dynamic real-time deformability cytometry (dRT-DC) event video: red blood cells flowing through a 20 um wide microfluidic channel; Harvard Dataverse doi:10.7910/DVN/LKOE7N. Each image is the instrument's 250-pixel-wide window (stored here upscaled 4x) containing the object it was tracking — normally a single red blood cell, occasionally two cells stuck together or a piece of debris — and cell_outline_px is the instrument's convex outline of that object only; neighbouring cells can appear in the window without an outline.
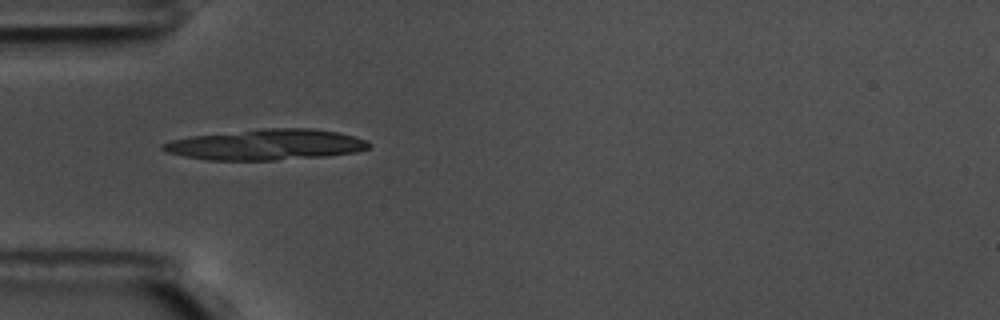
{"species": "common noctule bat (a hibernating species)", "species_latin": "Nyctalus noctula", "temperature_condition": "warm", "stored_images_in_passage": 40, "camera_frame_rate_fps": 3000, "um_per_image_px": 0.085, "animal": {"sex": "male", "body_mass_g": 17.5, "forearm_length_mm": 52.3}, "frame": {"image": 1, "passage_image": 1, "time_ms": 0.0, "image_size_px": [1000, 320], "cell_outline_px": [[368, 148], [352, 152], [316, 156], [272, 160], [212, 160], [188, 156], [172, 152], [164, 148], [164, 144], [176, 140], [196, 136], [272, 128], [300, 128], [336, 132], [352, 136], [364, 140], [368, 144]], "centroid_in_image_um": [22.67, 12.3], "position_along_channel_um": 62.3, "area_um2": 34.85}}